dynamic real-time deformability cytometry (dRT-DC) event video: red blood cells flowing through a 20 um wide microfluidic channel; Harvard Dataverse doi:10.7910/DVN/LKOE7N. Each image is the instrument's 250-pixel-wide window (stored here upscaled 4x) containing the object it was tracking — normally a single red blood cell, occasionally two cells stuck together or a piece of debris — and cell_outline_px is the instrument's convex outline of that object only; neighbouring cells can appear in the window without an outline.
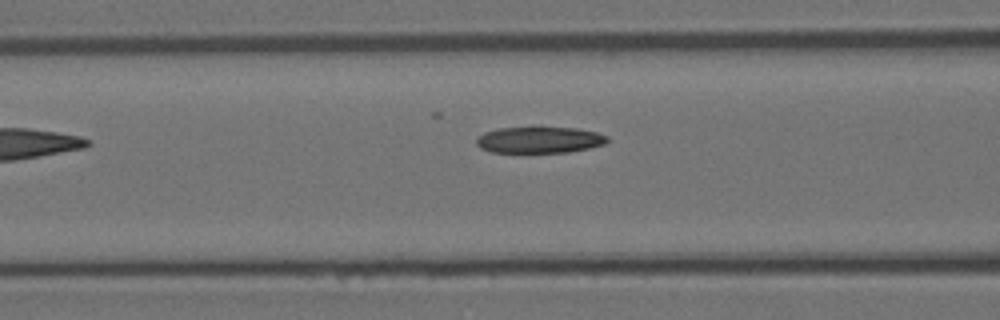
{"species": "Egyptian fruit bat (a non-hibernating species)", "species_latin": "Rousettus aegyptiacus", "temperature_condition": "room temperature", "stored_images_in_passage": 4, "camera_frame_rate_fps": 3000, "um_per_image_px": 0.085, "animal": {"sex": "female"}, "frame": {"image": 1, "passage_image": 4, "time_ms": 1.0, "image_size_px": [1000, 320], "cell_outline_px": [[608, 140], [604, 144], [588, 148], [568, 152], [492, 152], [480, 148], [476, 144], [476, 136], [484, 132], [500, 128], [576, 128], [596, 132], [608, 136]], "centroid_in_image_um": [45.82, 11.89], "position_along_channel_um": 120.8, "area_um2": 19.88}}